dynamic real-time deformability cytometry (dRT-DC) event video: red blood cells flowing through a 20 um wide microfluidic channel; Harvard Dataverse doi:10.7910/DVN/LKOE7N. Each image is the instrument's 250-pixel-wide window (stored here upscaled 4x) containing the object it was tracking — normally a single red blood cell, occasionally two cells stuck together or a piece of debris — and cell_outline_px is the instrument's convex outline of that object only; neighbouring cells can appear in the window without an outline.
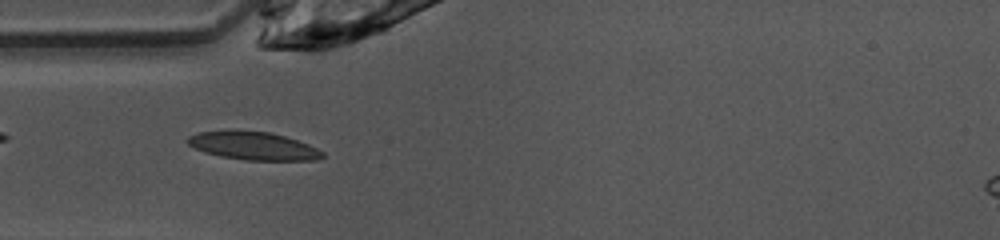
{"species": "common noctule bat (a hibernating species)", "species_latin": "Nyctalus noctula", "temperature_condition": "warm", "stored_images_in_passage": 38, "camera_frame_rate_fps": 3000, "um_per_image_px": 0.085, "animal": {"sex": "female", "body_mass_g": 10.0, "forearm_length_mm": 53.1}, "frame": {"image": 1, "passage_image": 3, "time_ms": 0.667, "image_size_px": [1000, 240], "cell_outline_px": [[324, 156], [320, 160], [248, 160], [220, 156], [204, 152], [188, 144], [184, 140], [188, 136], [196, 132], [228, 128], [232, 128], [268, 132], [284, 136], [308, 144], [324, 152]], "centroid_in_image_um": [21.46, 12.36], "position_along_channel_um": 63.5, "area_um2": 22.6}}
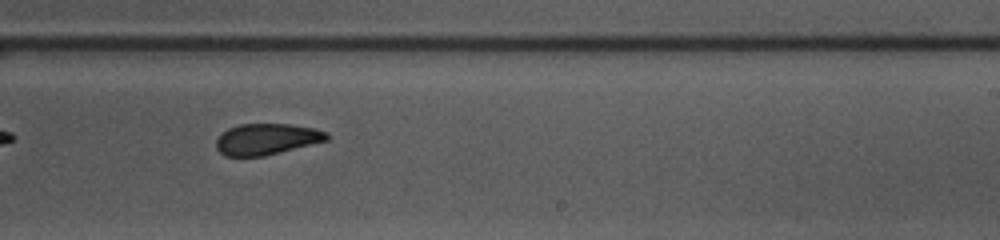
{"frame": {"image": 2, "passage_image": 18, "time_ms": 5.667, "image_size_px": [1000, 240], "cell_outline_px": [[328, 140], [264, 156], [224, 156], [216, 148], [216, 140], [228, 128], [240, 124], [288, 124], [316, 128], [328, 132]], "centroid_in_image_um": [22.67, 11.82], "position_along_channel_um": 266.3, "area_um2": 20.0}}
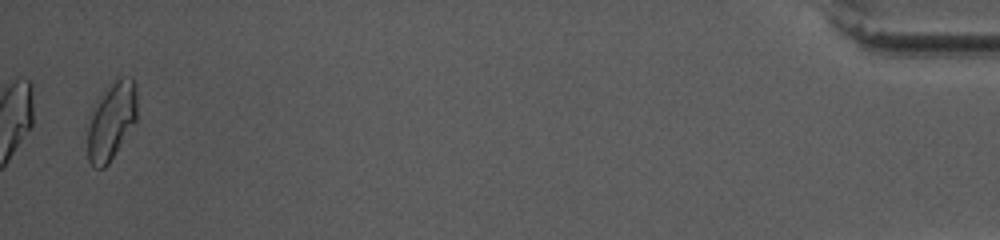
{"frame": {"image": 3, "passage_image": 37, "time_ms": 12.0, "image_size_px": [1000, 240], "cell_outline_px": [[136, 120], [108, 164], [104, 168], [92, 168], [88, 160], [88, 128], [92, 104], [116, 76], [132, 76], [136, 84]], "centroid_in_image_um": [9.45, 10.22], "position_along_channel_um": 425.7, "area_um2": 22.77}, "authors_computed_cell_mechanics": {"area_um2": 20.8658, "velocity_mm_per_s": 4.0305, "shape_relaxation_time_tau1_ms": 6.0992, "shape_relaxation_time_tau2_ms": 2.8756, "deformation_change_tau1": 0.1563, "deformation_change_tau2": 0.0811}}